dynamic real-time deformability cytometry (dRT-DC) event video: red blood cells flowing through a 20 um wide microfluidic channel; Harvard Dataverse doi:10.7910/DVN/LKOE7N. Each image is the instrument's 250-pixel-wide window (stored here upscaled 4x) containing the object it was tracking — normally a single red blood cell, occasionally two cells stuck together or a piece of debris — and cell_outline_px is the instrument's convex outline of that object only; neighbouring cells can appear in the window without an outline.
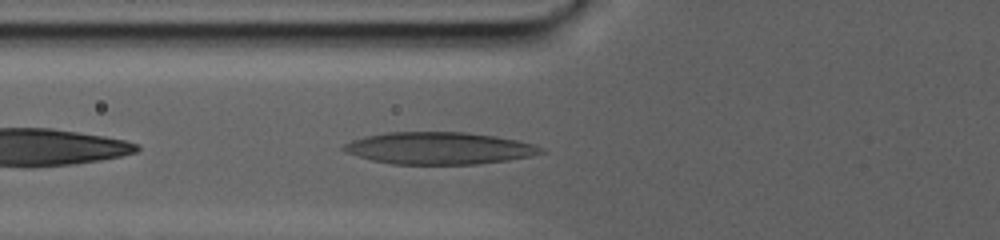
{"species": "human", "species_latin": "Homo sapiens", "temperature_condition": "warm", "stored_images_in_passage": 64, "camera_frame_rate_fps": 3000, "um_per_image_px": 0.085, "donor": {"sex": "male"}, "frame": {"image": 1, "passage_image": 6, "time_ms": 1.667, "image_size_px": [1000, 240], "cell_outline_px": [[548, 152], [532, 156], [508, 160], [476, 164], [392, 164], [372, 160], [348, 152], [340, 148], [344, 144], [352, 140], [368, 136], [388, 132], [464, 132], [496, 136], [516, 140], [532, 144], [544, 148]], "centroid_in_image_um": [37.38, 12.6], "position_along_channel_um": 88.4, "area_um2": 36.76}}
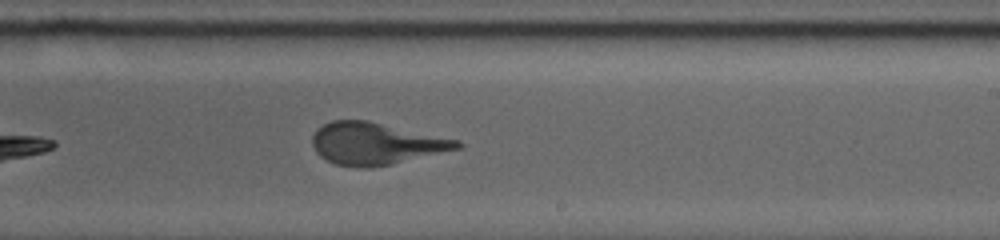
{"frame": {"image": 2, "passage_image": 31, "time_ms": 10.0, "image_size_px": [1000, 240], "cell_outline_px": [[464, 144], [460, 148], [392, 164], [360, 168], [356, 168], [336, 164], [320, 156], [316, 152], [312, 144], [312, 136], [316, 128], [332, 120], [368, 120], [460, 140]], "centroid_in_image_um": [31.93, 12.19], "position_along_channel_um": 257.1, "area_um2": 35.43}}
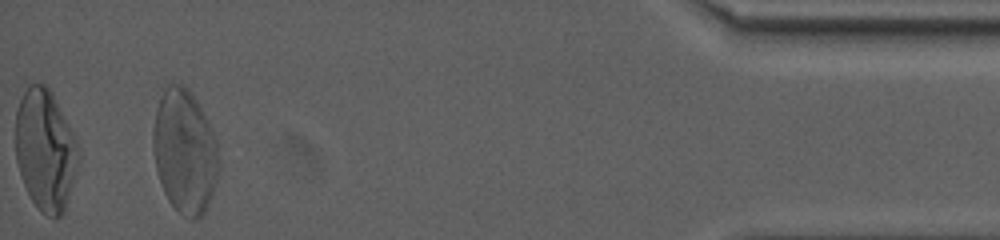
{"frame": {"image": 3, "passage_image": 64, "time_ms": 21.0, "image_size_px": [1000, 240], "cell_outline_px": [[220, 160], [216, 180], [212, 196], [204, 212], [196, 220], [192, 220], [184, 216], [168, 200], [164, 192], [156, 168], [152, 148], [152, 132], [156, 108], [160, 96], [164, 88], [168, 84], [184, 84], [188, 88], [208, 120], [216, 140]], "centroid_in_image_um": [15.69, 12.86], "position_along_channel_um": 419.5, "area_um2": 47.63}}